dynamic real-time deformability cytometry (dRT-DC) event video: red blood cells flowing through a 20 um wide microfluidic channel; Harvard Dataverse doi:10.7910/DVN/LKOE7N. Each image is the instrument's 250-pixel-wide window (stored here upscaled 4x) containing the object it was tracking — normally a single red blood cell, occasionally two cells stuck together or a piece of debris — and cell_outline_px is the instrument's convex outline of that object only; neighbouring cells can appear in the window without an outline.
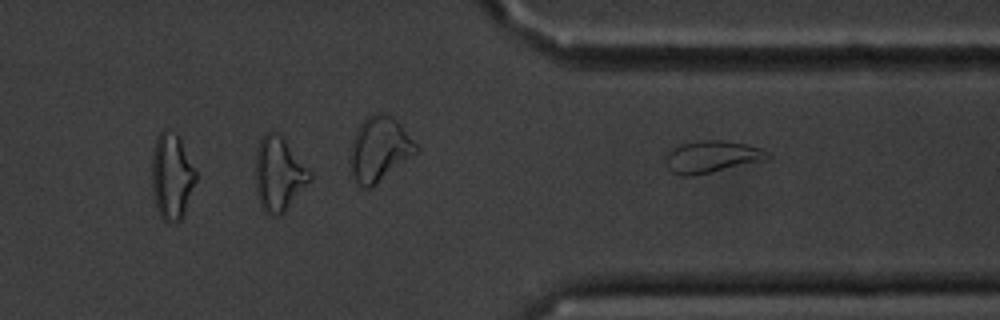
{"species": "common noctule bat (a hibernating species)", "species_latin": "Nyctalus noctula", "temperature_condition": "cold", "stored_images_in_passage": 14, "camera_frame_rate_fps": 3000, "um_per_image_px": 0.085, "animal": {"sex": "male", "body_mass_g": 20.1, "forearm_length_mm": 53.5}, "frame": {"image": 1, "passage_image": 14, "time_ms": 15.333, "image_size_px": [1000, 320], "cell_outline_px": [[772, 156], [692, 176], [680, 176], [672, 172], [668, 168], [664, 160], [664, 156], [668, 148], [680, 144], [700, 140], [724, 140], [744, 144], [760, 148], [768, 152]], "centroid_in_image_um": [60.33, 13.29], "position_along_channel_um": 351.1, "area_um2": 18.55}}